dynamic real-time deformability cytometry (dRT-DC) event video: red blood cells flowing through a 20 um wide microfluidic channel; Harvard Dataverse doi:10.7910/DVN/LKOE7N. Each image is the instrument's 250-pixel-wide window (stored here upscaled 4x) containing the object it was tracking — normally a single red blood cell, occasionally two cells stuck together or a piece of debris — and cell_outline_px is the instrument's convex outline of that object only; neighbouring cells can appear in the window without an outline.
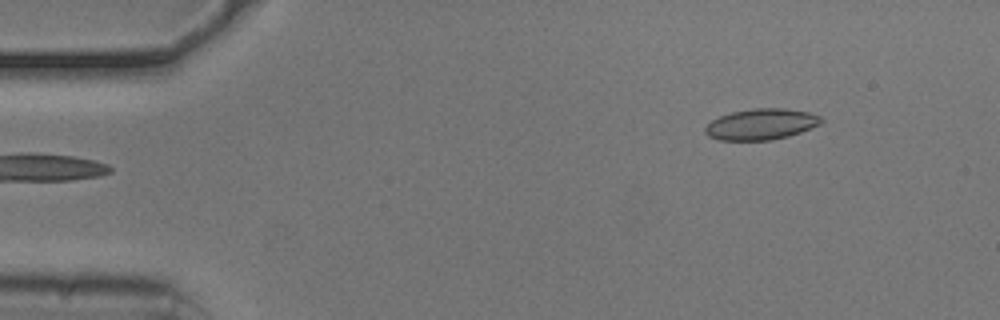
{"species": "common noctule bat (a hibernating species)", "species_latin": "Nyctalus noctula", "temperature_condition": "cold", "stored_images_in_passage": 48, "camera_frame_rate_fps": 3000, "um_per_image_px": 0.085, "animal": {"sex": "male", "body_mass_g": 20.5, "forearm_length_mm": 52.5}, "frame": {"image": 1, "passage_image": 1, "time_ms": 0.0, "image_size_px": [1000, 320], "cell_outline_px": [[824, 120], [820, 124], [800, 132], [788, 136], [772, 140], [720, 140], [708, 136], [704, 132], [704, 128], [712, 120], [720, 116], [732, 112], [752, 108], [784, 108], [808, 112], [820, 116]], "centroid_in_image_um": [64.69, 10.56], "position_along_channel_um": 20.3, "area_um2": 20.92}}
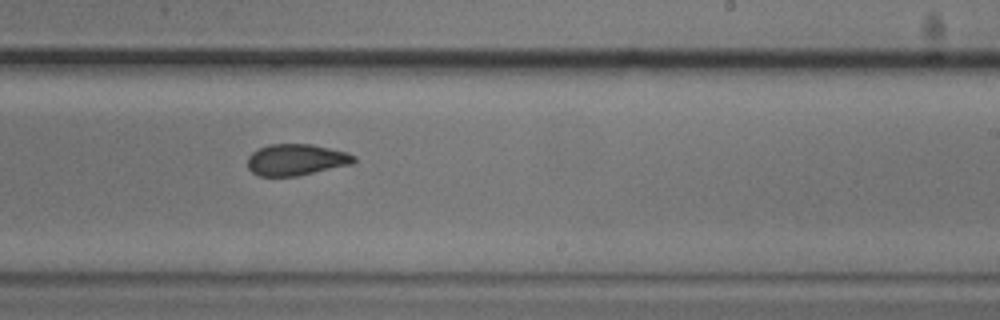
{"frame": {"image": 2, "passage_image": 27, "time_ms": 8.667, "image_size_px": [1000, 320], "cell_outline_px": [[356, 160], [352, 164], [296, 176], [260, 176], [252, 172], [248, 168], [248, 156], [252, 152], [268, 144], [312, 144], [348, 152], [356, 156]], "centroid_in_image_um": [25.18, 13.57], "position_along_channel_um": 263.8, "area_um2": 19.48}}
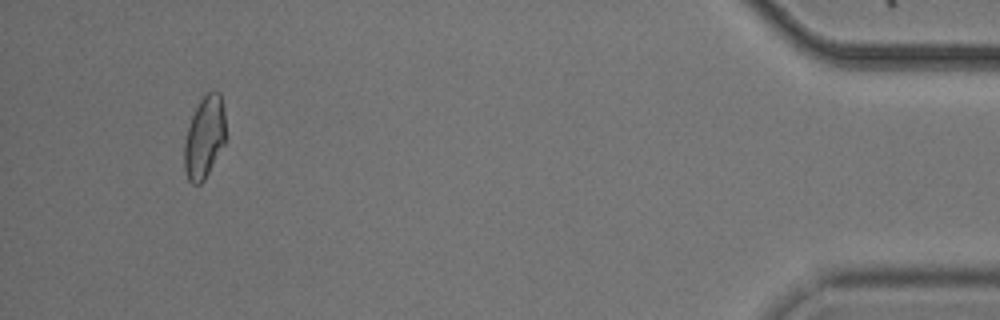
{"frame": {"image": 3, "passage_image": 45, "time_ms": 14.667, "image_size_px": [1000, 320], "cell_outline_px": [[224, 144], [204, 180], [200, 184], [192, 184], [188, 180], [184, 168], [184, 144], [188, 128], [192, 116], [200, 100], [208, 92], [220, 92], [224, 112]], "centroid_in_image_um": [17.36, 11.7], "position_along_channel_um": 417.8, "area_um2": 19.42}, "authors_computed_cell_mechanics": {"area_um2": 19.9121, "velocity_mm_per_s": 3.7566, "shape_relaxation_time_tau1_ms": null, "shape_relaxation_time_tau2_ms": 2.2147, "deformation_change_tau1": null, "deformation_change_tau2": 0.0838}}